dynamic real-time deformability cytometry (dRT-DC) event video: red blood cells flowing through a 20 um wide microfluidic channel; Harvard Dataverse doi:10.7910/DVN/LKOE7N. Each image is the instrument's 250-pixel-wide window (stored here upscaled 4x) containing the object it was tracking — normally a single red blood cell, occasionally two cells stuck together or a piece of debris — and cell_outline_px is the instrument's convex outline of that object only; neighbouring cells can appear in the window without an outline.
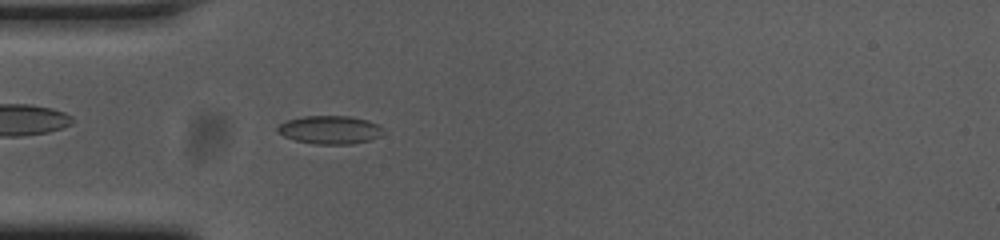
{"species": "common noctule bat (a hibernating species)", "species_latin": "Nyctalus noctula", "temperature_condition": "cold", "stored_images_in_passage": 42, "camera_frame_rate_fps": 3000, "um_per_image_px": 0.085, "animal": {"sex": "female", "body_mass_g": 23.0, "forearm_length_mm": 53.4}, "frame": {"image": 1, "passage_image": 4, "time_ms": 1.0, "image_size_px": [1000, 240], "cell_outline_px": [[384, 132], [380, 136], [368, 140], [352, 144], [316, 144], [296, 140], [284, 136], [276, 132], [276, 128], [280, 124], [288, 120], [304, 116], [348, 116], [368, 120], [384, 128]], "centroid_in_image_um": [28.05, 11.03], "position_along_channel_um": 57.0, "area_um2": 17.34}}
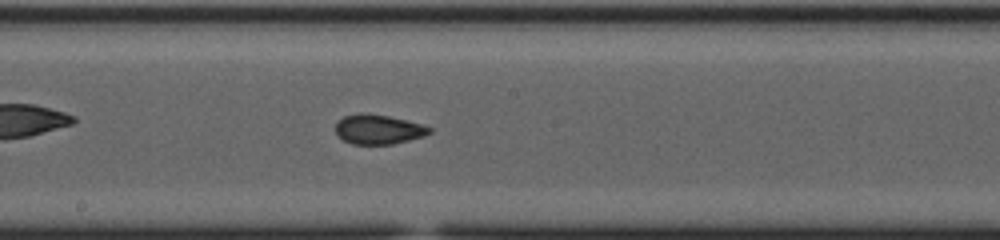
{"frame": {"image": 2, "passage_image": 17, "time_ms": 5.333, "image_size_px": [1000, 240], "cell_outline_px": [[432, 132], [424, 136], [392, 144], [352, 144], [344, 140], [336, 132], [336, 124], [344, 116], [360, 112], [388, 116], [420, 124], [432, 128]], "centroid_in_image_um": [32.16, 10.99], "position_along_channel_um": 216.0, "area_um2": 15.95}}
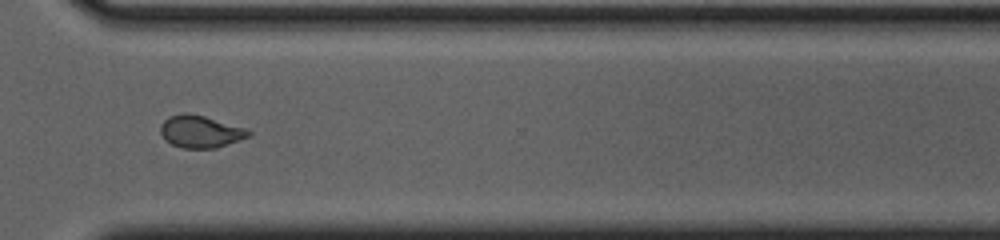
{"frame": {"image": 3, "passage_image": 28, "time_ms": 9.0, "image_size_px": [1000, 240], "cell_outline_px": [[252, 136], [216, 148], [180, 148], [164, 140], [160, 132], [160, 124], [168, 116], [184, 112], [188, 112], [204, 116], [248, 128], [252, 132]], "centroid_in_image_um": [17.05, 11.18], "position_along_channel_um": 353.6, "area_um2": 16.94}, "authors_computed_cell_mechanics": {"area_um2": 16.762, "velocity_mm_per_s": 3.7525, "shape_relaxation_time_tau1_ms": null, "shape_relaxation_time_tau2_ms": 0.9156, "deformation_change_tau1": null, "deformation_change_tau2": 0.0545}}